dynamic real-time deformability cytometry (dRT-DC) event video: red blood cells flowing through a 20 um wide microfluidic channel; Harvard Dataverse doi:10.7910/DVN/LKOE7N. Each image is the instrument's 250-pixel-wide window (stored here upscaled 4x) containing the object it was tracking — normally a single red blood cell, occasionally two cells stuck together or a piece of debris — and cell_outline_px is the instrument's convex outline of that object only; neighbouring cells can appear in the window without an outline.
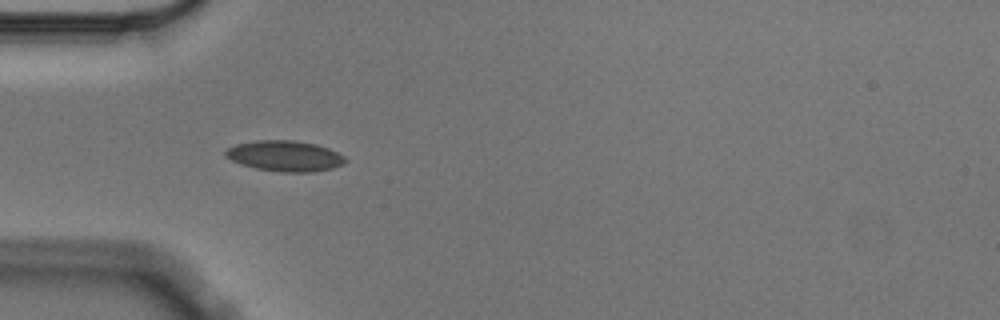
{"species": "Egyptian fruit bat (a non-hibernating species)", "species_latin": "Rousettus aegyptiacus", "temperature_condition": "cold", "stored_images_in_passage": 3, "camera_frame_rate_fps": 3000, "um_per_image_px": 0.085, "animal": {"sex": "male"}, "frame": {"image": 1, "passage_image": 2, "time_ms": 0.333, "image_size_px": [1000, 320], "cell_outline_px": [[348, 160], [344, 164], [332, 168], [312, 172], [280, 172], [256, 168], [240, 164], [224, 156], [224, 152], [228, 148], [236, 144], [256, 140], [292, 140], [316, 144], [328, 148], [344, 156]], "centroid_in_image_um": [24.21, 13.26], "position_along_channel_um": 60.8, "area_um2": 21.44}}
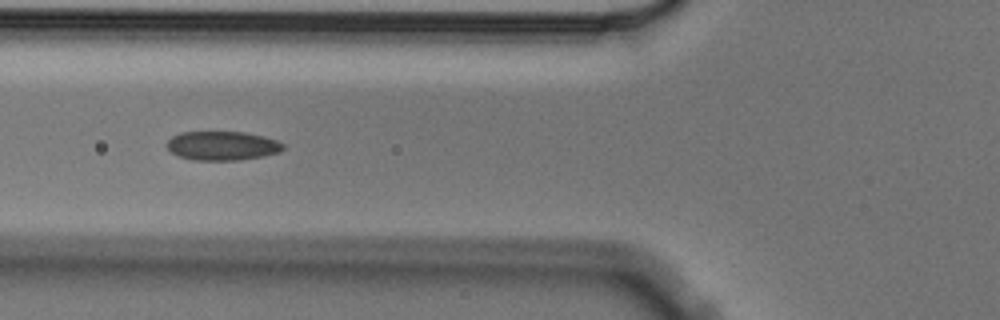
{"frame": {"image": 2, "passage_image": 3, "time_ms": 0.667, "image_size_px": [1000, 320], "cell_outline_px": [[284, 148], [280, 152], [264, 156], [240, 160], [196, 160], [180, 156], [172, 152], [168, 148], [168, 140], [172, 136], [180, 132], [244, 132], [264, 136], [276, 140], [284, 144]], "centroid_in_image_um": [18.93, 12.38], "position_along_channel_um": 106.9, "area_um2": 19.59}}